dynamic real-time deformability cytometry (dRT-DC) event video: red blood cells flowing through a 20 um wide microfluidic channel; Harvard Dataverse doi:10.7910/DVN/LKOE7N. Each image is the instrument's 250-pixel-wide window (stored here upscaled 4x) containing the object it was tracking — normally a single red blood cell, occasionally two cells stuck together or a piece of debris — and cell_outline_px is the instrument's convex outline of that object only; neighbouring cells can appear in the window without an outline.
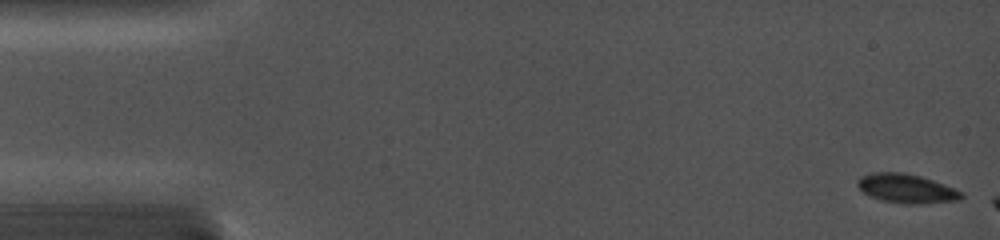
{"species": "common noctule bat (a hibernating species)", "species_latin": "Nyctalus noctula", "temperature_condition": "cold", "stored_images_in_passage": 12, "camera_frame_rate_fps": 5000, "um_per_image_px": 0.085, "animal": {"sex": "female", "body_mass_g": 19.0, "forearm_length_mm": 56.7}, "frame": {"image": 1, "passage_image": 1, "time_ms": 0.0, "image_size_px": [1000, 240], "cell_outline_px": [[964, 196], [960, 200], [920, 204], [904, 204], [880, 200], [864, 192], [856, 184], [860, 176], [872, 172], [904, 172], [920, 176], [944, 184], [964, 192]], "centroid_in_image_um": [77.07, 16.02], "position_along_channel_um": 7.9, "area_um2": 17.69}}